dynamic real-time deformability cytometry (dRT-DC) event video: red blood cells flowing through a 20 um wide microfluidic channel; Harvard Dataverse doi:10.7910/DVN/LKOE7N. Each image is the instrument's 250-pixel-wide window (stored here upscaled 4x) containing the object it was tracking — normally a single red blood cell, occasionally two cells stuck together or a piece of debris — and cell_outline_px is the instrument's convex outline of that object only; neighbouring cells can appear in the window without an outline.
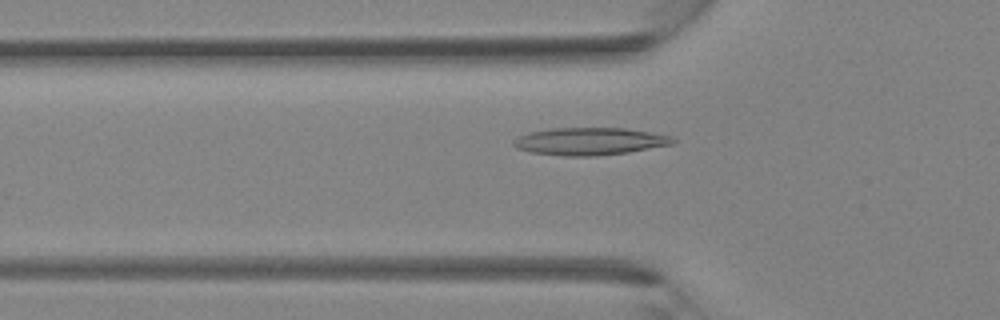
{"species": "Egyptian fruit bat (a non-hibernating species)", "species_latin": "Rousettus aegyptiacus", "temperature_condition": "room temperature", "stored_images_in_passage": 39, "camera_frame_rate_fps": 3000, "um_per_image_px": 0.085, "animal": {"sex": "female"}, "frame": {"image": 1, "passage_image": 13, "time_ms": 4.0, "image_size_px": [1000, 320], "cell_outline_px": [[676, 140], [672, 144], [628, 152], [596, 156], [564, 156], [532, 152], [516, 148], [512, 144], [512, 140], [520, 136], [532, 132], [552, 128], [624, 128], [672, 136]], "centroid_in_image_um": [50.12, 12.01], "position_along_channel_um": 75.7, "area_um2": 25.26}}
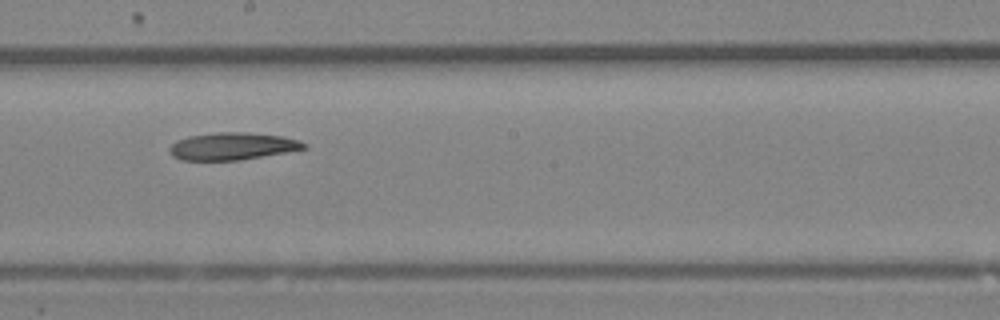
{"frame": {"image": 2, "passage_image": 22, "time_ms": 7.0, "image_size_px": [1000, 320], "cell_outline_px": [[308, 148], [240, 160], [180, 160], [172, 156], [168, 152], [168, 148], [176, 140], [188, 136], [216, 132], [244, 132], [284, 136], [300, 140], [308, 144]], "centroid_in_image_um": [19.74, 12.42], "position_along_channel_um": 228.5, "area_um2": 21.62}}
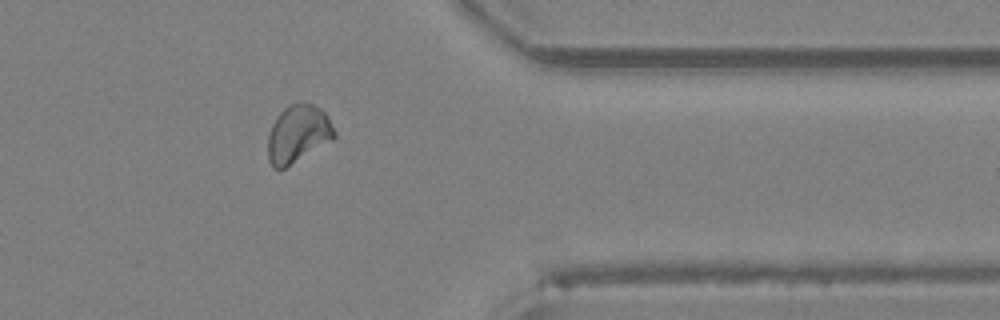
{"frame": {"image": 3, "passage_image": 32, "time_ms": 10.333, "image_size_px": [1000, 320], "cell_outline_px": [[336, 136], [332, 140], [284, 168], [272, 168], [268, 160], [268, 136], [272, 124], [276, 116], [284, 108], [300, 100], [312, 104], [320, 108], [324, 112], [336, 132]], "centroid_in_image_um": [25.31, 11.36], "position_along_channel_um": 386.1, "area_um2": 22.25}}